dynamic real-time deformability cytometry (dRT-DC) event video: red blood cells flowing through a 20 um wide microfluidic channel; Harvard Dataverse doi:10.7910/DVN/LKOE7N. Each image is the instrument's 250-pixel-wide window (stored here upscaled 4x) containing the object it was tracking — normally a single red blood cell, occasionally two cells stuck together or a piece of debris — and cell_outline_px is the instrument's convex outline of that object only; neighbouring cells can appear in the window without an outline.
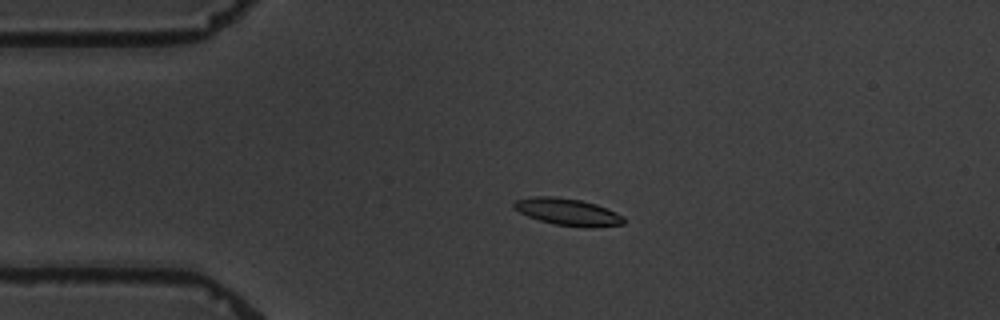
{"species": "common noctule bat (a hibernating species)", "species_latin": "Nyctalus noctula", "temperature_condition": "warm", "stored_images_in_passage": 8, "camera_frame_rate_fps": 3000, "um_per_image_px": 0.085, "animal": {"sex": "male", "body_mass_g": 19.5, "forearm_length_mm": 54.6}, "frame": {"image": 1, "passage_image": 3, "time_ms": 2.333, "image_size_px": [1000, 320], "cell_outline_px": [[624, 224], [588, 228], [584, 228], [556, 224], [540, 220], [528, 216], [512, 208], [512, 204], [516, 200], [532, 196], [552, 196], [580, 200], [596, 204], [608, 208], [624, 216]], "centroid_in_image_um": [48.27, 18.01], "position_along_channel_um": 36.7, "area_um2": 17.34}}
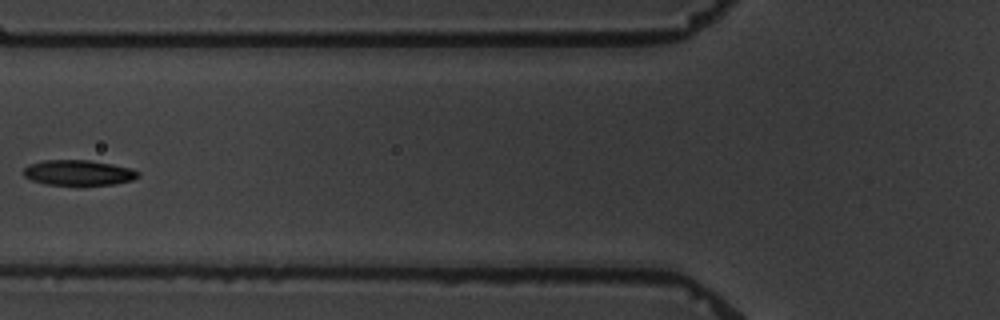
{"frame": {"image": 2, "passage_image": 6, "time_ms": 5.667, "image_size_px": [1000, 320], "cell_outline_px": [[140, 176], [132, 180], [116, 184], [80, 188], [44, 184], [32, 180], [24, 176], [24, 168], [28, 164], [44, 160], [88, 160], [112, 164], [132, 168], [140, 172]], "centroid_in_image_um": [6.69, 14.73], "position_along_channel_um": 119.1, "area_um2": 17.86}}
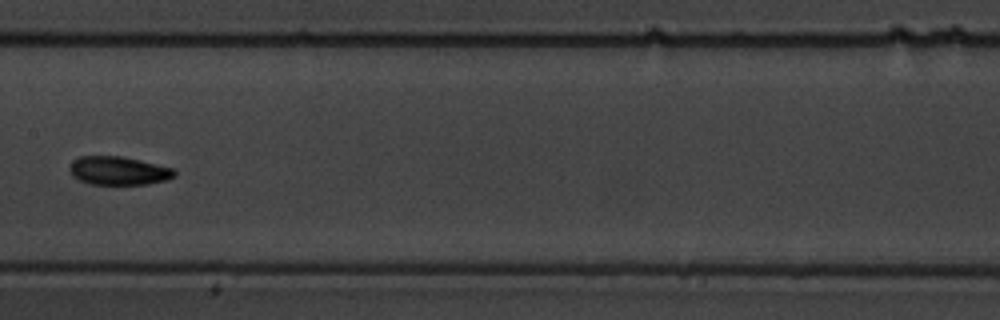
{"frame": {"image": 3, "passage_image": 8, "time_ms": 8.0, "image_size_px": [1000, 320], "cell_outline_px": [[176, 176], [168, 180], [148, 184], [92, 184], [80, 180], [72, 176], [68, 168], [72, 160], [80, 156], [120, 156], [172, 168], [176, 172]], "centroid_in_image_um": [10.05, 14.51], "position_along_channel_um": 197.3, "area_um2": 17.34}}